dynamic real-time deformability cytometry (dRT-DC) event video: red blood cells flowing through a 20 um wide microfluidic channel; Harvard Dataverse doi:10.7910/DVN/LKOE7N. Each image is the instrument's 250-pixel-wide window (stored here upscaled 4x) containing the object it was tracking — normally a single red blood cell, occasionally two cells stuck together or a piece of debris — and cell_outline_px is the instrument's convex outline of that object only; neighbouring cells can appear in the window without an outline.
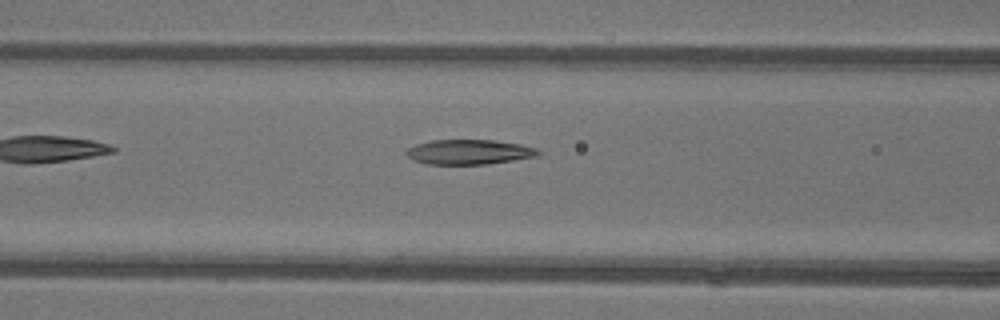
{"species": "common noctule bat (a hibernating species)", "species_latin": "Nyctalus noctula", "temperature_condition": "warm", "stored_images_in_passage": 7, "camera_frame_rate_fps": 3000, "um_per_image_px": 0.085, "animal": {"sex": "female"}, "frame": {"image": 1, "passage_image": 5, "time_ms": 1.333, "image_size_px": [1000, 320], "cell_outline_px": [[540, 152], [536, 156], [512, 160], [484, 164], [424, 164], [412, 160], [404, 152], [408, 148], [416, 144], [428, 140], [496, 140], [520, 144], [536, 148]], "centroid_in_image_um": [39.8, 12.91], "position_along_channel_um": 126.8, "area_um2": 19.07}}